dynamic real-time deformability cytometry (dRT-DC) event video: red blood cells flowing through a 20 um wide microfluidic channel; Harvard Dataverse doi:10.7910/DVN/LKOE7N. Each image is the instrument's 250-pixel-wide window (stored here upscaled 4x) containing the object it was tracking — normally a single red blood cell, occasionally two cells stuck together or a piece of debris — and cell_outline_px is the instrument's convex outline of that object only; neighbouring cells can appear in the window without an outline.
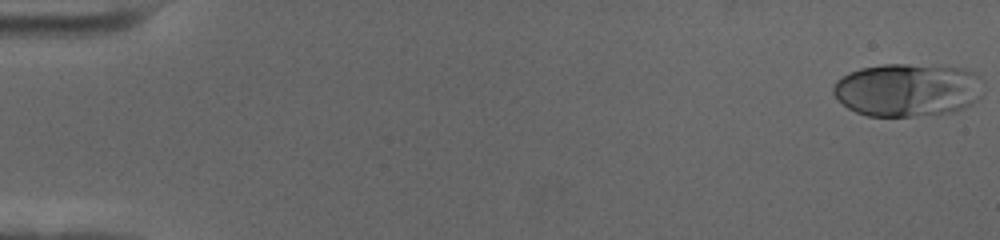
{"species": "human", "species_latin": "Homo sapiens", "temperature_condition": "cold", "stored_images_in_passage": 58, "camera_frame_rate_fps": 3000, "um_per_image_px": 0.085, "donor": {"sex": "female"}, "frame": {"image": 1, "passage_image": 1, "time_ms": 0.0, "image_size_px": [1000, 240], "cell_outline_px": [[980, 96], [972, 104], [952, 112], [912, 116], [868, 116], [856, 112], [848, 108], [832, 92], [832, 88], [836, 80], [848, 72], [860, 68], [884, 64], [908, 64], [964, 68], [972, 72], [976, 76]], "centroid_in_image_um": [77.07, 7.64], "position_along_channel_um": 7.9, "area_um2": 46.01}}
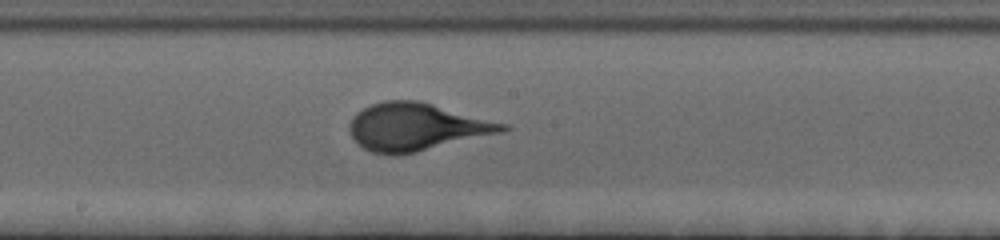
{"frame": {"image": 2, "passage_image": 32, "time_ms": 10.333, "image_size_px": [1000, 240], "cell_outline_px": [[512, 128], [500, 132], [416, 152], [396, 156], [392, 156], [372, 152], [364, 148], [352, 136], [348, 128], [348, 124], [352, 116], [356, 112], [372, 104], [384, 100], [416, 100], [432, 104], [508, 124]], "centroid_in_image_um": [35.34, 10.78], "position_along_channel_um": 212.9, "area_um2": 42.02}}
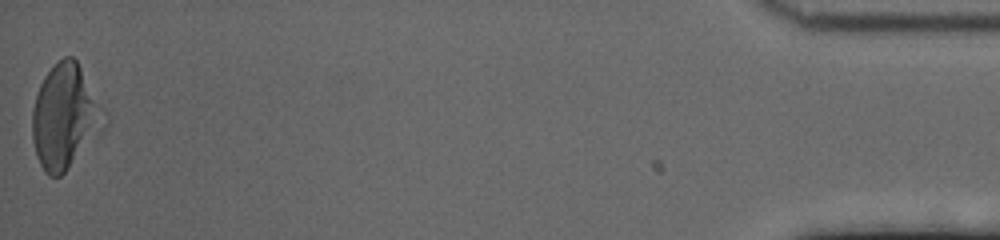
{"frame": {"image": 3, "passage_image": 58, "time_ms": 19.0, "image_size_px": [1000, 240], "cell_outline_px": [[104, 128], [64, 172], [60, 176], [48, 176], [44, 172], [36, 156], [32, 140], [32, 108], [40, 84], [44, 76], [64, 56], [72, 56], [76, 60], [80, 68]], "centroid_in_image_um": [5.38, 9.99], "position_along_channel_um": 429.8, "area_um2": 41.27}}